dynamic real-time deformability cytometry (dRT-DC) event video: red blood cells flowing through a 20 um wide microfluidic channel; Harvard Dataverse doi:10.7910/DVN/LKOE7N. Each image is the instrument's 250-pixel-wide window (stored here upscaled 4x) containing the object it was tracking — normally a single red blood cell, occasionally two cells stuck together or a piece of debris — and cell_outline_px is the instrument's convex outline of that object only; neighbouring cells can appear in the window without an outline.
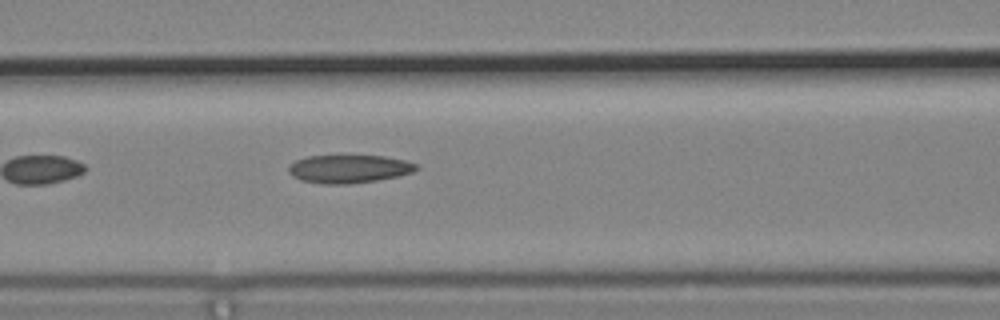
{"species": "common noctule bat (a hibernating species)", "species_latin": "Nyctalus noctula", "temperature_condition": "cold", "stored_images_in_passage": 6, "camera_frame_rate_fps": 3000, "um_per_image_px": 0.085, "animal": {"sex": "male", "body_mass_g": 19.2, "forearm_length_mm": 51.8}, "frame": {"image": 1, "passage_image": 6, "time_ms": 1.667, "image_size_px": [1000, 320], "cell_outline_px": [[420, 168], [412, 172], [396, 176], [376, 180], [348, 184], [324, 184], [300, 180], [292, 176], [288, 172], [288, 168], [296, 160], [308, 156], [384, 156], [404, 160], [416, 164]], "centroid_in_image_um": [29.64, 14.36], "position_along_channel_um": 137.0, "area_um2": 20.75}}